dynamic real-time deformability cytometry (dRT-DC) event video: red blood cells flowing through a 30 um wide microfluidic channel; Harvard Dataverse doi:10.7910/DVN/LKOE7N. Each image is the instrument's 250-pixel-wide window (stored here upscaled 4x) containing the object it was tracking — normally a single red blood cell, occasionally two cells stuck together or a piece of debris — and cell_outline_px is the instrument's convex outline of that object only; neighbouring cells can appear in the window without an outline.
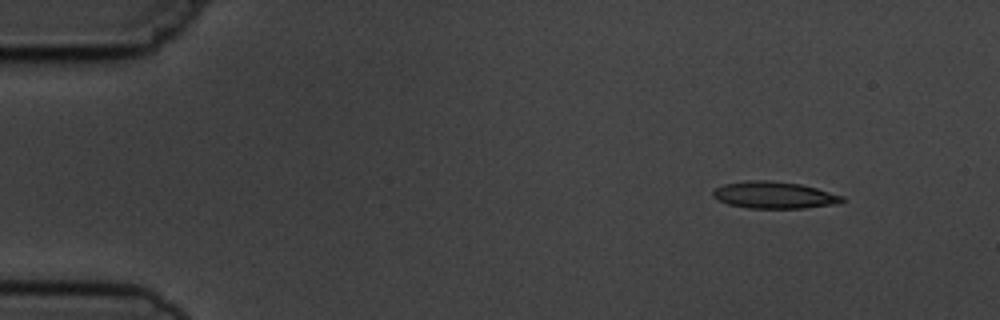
{"species": "common noctule bat (a hibernating species)", "species_latin": "Nyctalus noctula", "temperature_condition": "cold", "stored_images_in_passage": 4, "camera_frame_rate_fps": 3000, "um_per_image_px": 0.085, "animal": {"sex": "male", "body_mass_g": 19.5, "forearm_length_mm": 54.6}, "frame": {"image": 1, "passage_image": 1, "time_ms": 0.0, "image_size_px": [1000, 320], "cell_outline_px": [[844, 200], [840, 204], [804, 208], [748, 208], [728, 204], [712, 196], [712, 192], [716, 188], [724, 184], [748, 180], [772, 180], [800, 184], [816, 188], [844, 196]], "centroid_in_image_um": [65.83, 16.58], "position_along_channel_um": 19.2, "area_um2": 20.29}}
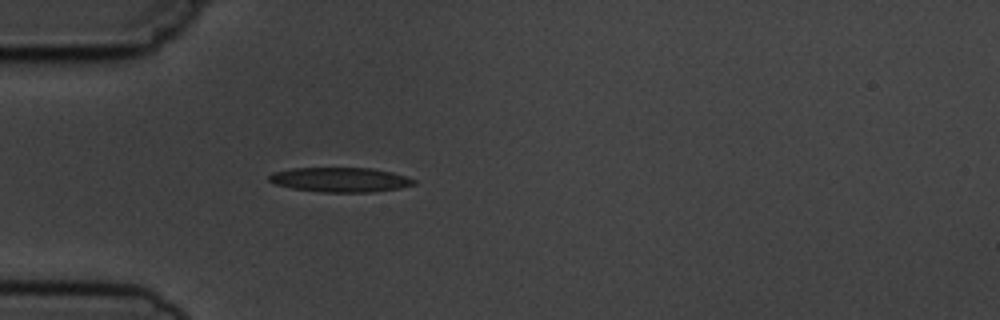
{"frame": {"image": 2, "passage_image": 4, "time_ms": 3.333, "image_size_px": [1000, 320], "cell_outline_px": [[416, 184], [400, 188], [372, 192], [324, 192], [292, 188], [276, 184], [268, 180], [268, 176], [272, 172], [292, 168], [372, 168], [392, 172], [416, 180]], "centroid_in_image_um": [28.92, 15.27], "position_along_channel_um": 56.1, "area_um2": 20.69}}